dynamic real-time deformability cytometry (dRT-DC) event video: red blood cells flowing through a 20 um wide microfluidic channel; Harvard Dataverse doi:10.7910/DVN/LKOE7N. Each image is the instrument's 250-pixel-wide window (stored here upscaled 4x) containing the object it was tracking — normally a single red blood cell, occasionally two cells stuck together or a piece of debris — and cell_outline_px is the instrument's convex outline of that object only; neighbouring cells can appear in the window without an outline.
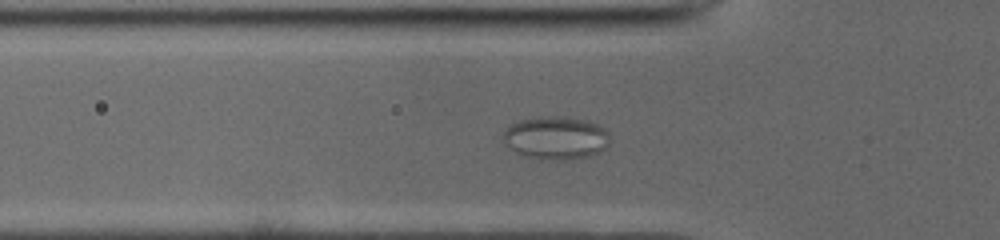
{"species": "common noctule bat (a hibernating species)", "species_latin": "Nyctalus noctula", "temperature_condition": "cold", "stored_images_in_passage": 43, "segment_of_instrument_passage": [1, 2], "camera_frame_rate_fps": 3000, "um_per_image_px": 0.085, "animal": {"sex": "male", "body_mass_g": 19.0, "forearm_length_mm": 50.8}, "frame": {"image": 1, "passage_image": 5, "time_ms": 1.333, "image_size_px": [1000, 240], "cell_outline_px": [[608, 136], [604, 148], [600, 152], [588, 156], [564, 160], [540, 160], [516, 152], [504, 140], [504, 132], [512, 124], [520, 120], [540, 116], [560, 116], [588, 120], [604, 128], [608, 132]], "centroid_in_image_um": [47.26, 11.71], "position_along_channel_um": 78.5, "area_um2": 26.41}}
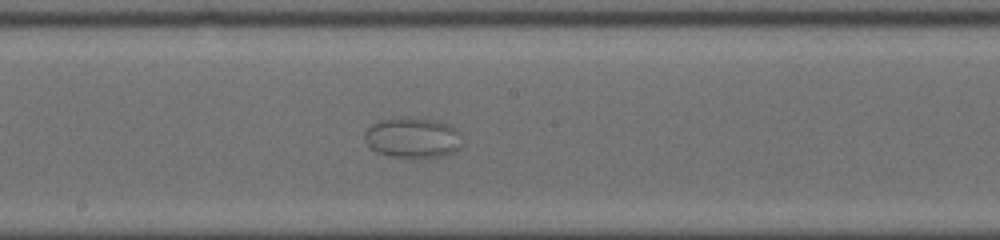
{"frame": {"image": 2, "passage_image": 16, "time_ms": 5.0, "image_size_px": [1000, 240], "cell_outline_px": [[460, 148], [444, 156], [412, 160], [388, 156], [376, 152], [364, 140], [364, 132], [372, 124], [380, 120], [436, 120], [448, 124], [456, 128], [460, 144]], "centroid_in_image_um": [35.06, 11.79], "position_along_channel_um": 213.1, "area_um2": 22.72}}
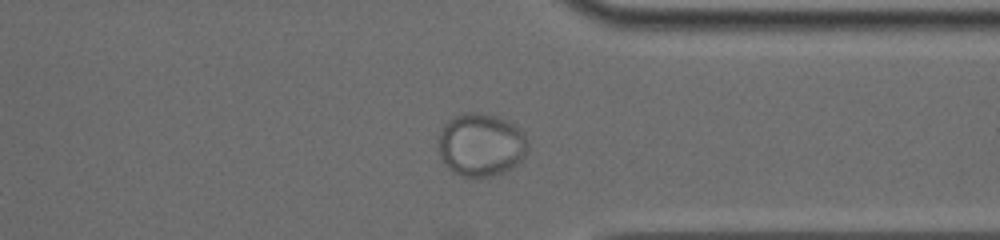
{"frame": {"image": 3, "passage_image": 29, "time_ms": 9.333, "image_size_px": [1000, 240], "cell_outline_px": [[528, 148], [524, 156], [512, 168], [504, 172], [492, 176], [460, 176], [452, 172], [440, 156], [440, 132], [444, 124], [448, 120], [464, 112], [472, 112], [496, 116], [512, 124], [524, 132], [528, 144]], "centroid_in_image_um": [40.89, 12.31], "position_along_channel_um": 370.5, "area_um2": 32.48}}